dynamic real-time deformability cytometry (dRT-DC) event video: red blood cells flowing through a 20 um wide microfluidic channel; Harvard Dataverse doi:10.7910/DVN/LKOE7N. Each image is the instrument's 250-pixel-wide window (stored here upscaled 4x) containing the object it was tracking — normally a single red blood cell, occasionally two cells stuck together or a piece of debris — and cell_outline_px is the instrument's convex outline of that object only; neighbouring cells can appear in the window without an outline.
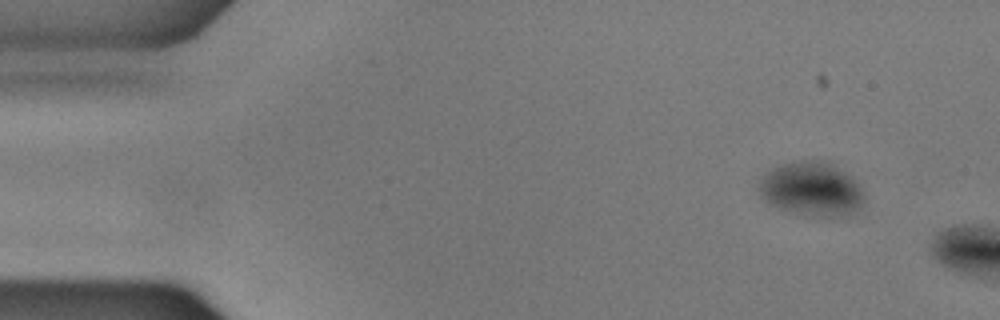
{"species": "common noctule bat (a hibernating species)", "species_latin": "Nyctalus noctula", "temperature_condition": "warm", "stored_images_in_passage": 6, "camera_frame_rate_fps": 3000, "um_per_image_px": 0.085, "animal": {"sex": "male", "body_mass_g": 17.9}, "frame": {"image": 1, "passage_image": 3, "time_ms": 0.667, "image_size_px": [1000, 320], "cell_outline_px": [[864, 200], [860, 208], [844, 216], [820, 216], [792, 212], [780, 208], [764, 200], [760, 196], [756, 188], [760, 180], [772, 168], [784, 164], [808, 160], [828, 160], [852, 176], [864, 192]], "centroid_in_image_um": [69.0, 16.05], "position_along_channel_um": 16.0, "area_um2": 33.12}}